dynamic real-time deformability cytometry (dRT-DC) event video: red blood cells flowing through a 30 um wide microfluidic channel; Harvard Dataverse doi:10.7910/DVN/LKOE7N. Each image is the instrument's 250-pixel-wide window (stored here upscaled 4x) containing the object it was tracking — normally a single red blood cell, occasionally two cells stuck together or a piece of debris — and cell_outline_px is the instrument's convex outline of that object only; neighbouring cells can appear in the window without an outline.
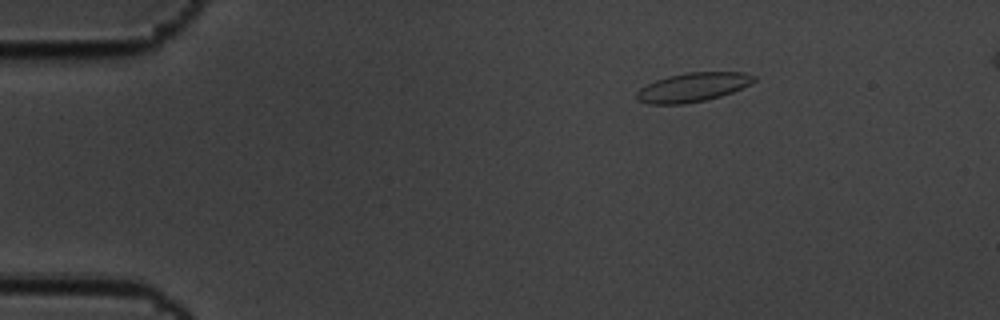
{"species": "common noctule bat (a hibernating species)", "species_latin": "Nyctalus noctula", "temperature_condition": "cold", "stored_images_in_passage": 51, "camera_frame_rate_fps": 3000, "um_per_image_px": 0.085, "animal": {"sex": "male", "body_mass_g": 19.5, "forearm_length_mm": 54.6}, "frame": {"image": 1, "passage_image": 1, "time_ms": 0.0, "image_size_px": [1000, 320], "cell_outline_px": [[756, 80], [732, 92], [720, 96], [704, 100], [684, 104], [648, 104], [636, 100], [636, 92], [640, 88], [656, 80], [668, 76], [688, 72], [744, 72], [756, 76]], "centroid_in_image_um": [58.86, 7.41], "position_along_channel_um": 26.1, "area_um2": 19.71}}
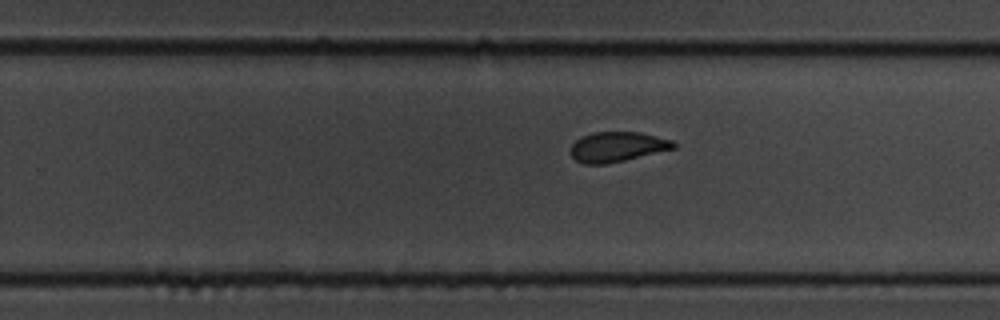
{"frame": {"image": 2, "passage_image": 29, "time_ms": 9.333, "image_size_px": [1000, 320], "cell_outline_px": [[676, 148], [608, 164], [584, 164], [576, 160], [568, 152], [572, 144], [580, 136], [592, 132], [640, 132], [672, 140], [676, 144]], "centroid_in_image_um": [52.43, 12.48], "position_along_channel_um": 277.4, "area_um2": 18.15}}
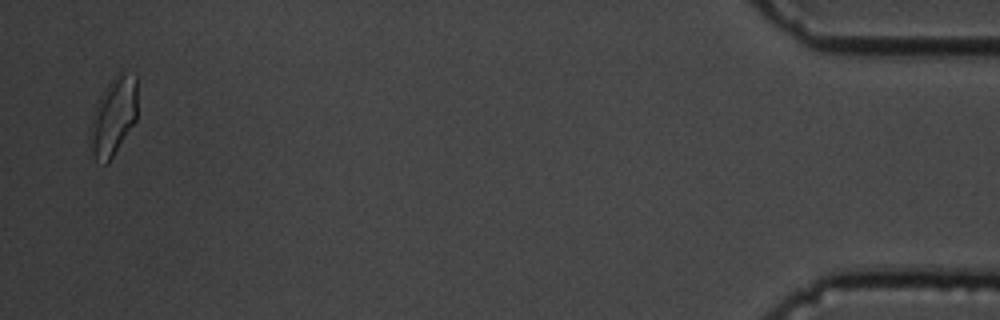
{"frame": {"image": 3, "passage_image": 49, "time_ms": 16.0, "image_size_px": [1000, 320], "cell_outline_px": [[136, 120], [108, 164], [104, 164], [96, 160], [92, 152], [88, 136], [88, 132], [96, 104], [100, 96], [108, 84], [120, 72], [136, 76]], "centroid_in_image_um": [9.61, 9.95], "position_along_channel_um": 425.6, "area_um2": 21.27}}